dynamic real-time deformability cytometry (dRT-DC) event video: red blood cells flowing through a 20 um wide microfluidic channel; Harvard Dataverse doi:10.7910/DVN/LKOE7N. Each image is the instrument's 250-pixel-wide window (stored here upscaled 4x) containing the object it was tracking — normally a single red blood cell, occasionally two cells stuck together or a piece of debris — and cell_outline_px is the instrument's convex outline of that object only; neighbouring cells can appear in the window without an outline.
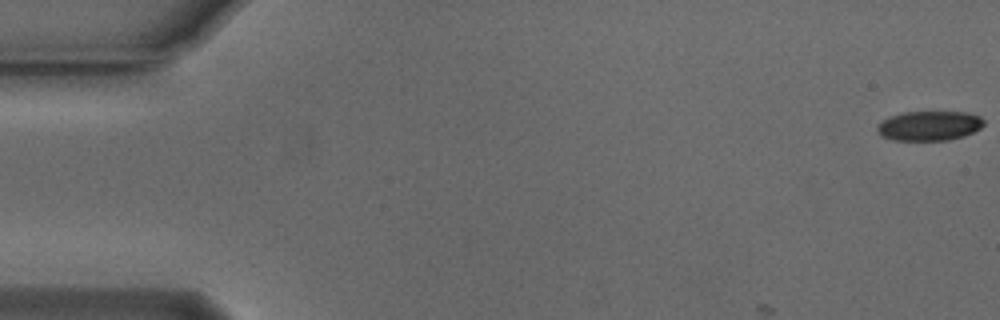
{"species": "Egyptian fruit bat (a non-hibernating species)", "species_latin": "Rousettus aegyptiacus", "temperature_condition": "cold", "stored_images_in_passage": 13, "camera_frame_rate_fps": 3000, "um_per_image_px": 0.085, "animal": {"sex": "male"}, "frame": {"image": 1, "passage_image": 1, "time_ms": 0.0, "image_size_px": [1000, 320], "cell_outline_px": [[984, 124], [980, 128], [964, 136], [948, 140], [896, 140], [884, 136], [876, 128], [884, 120], [892, 116], [904, 112], [968, 112], [980, 116], [984, 120]], "centroid_in_image_um": [79.06, 10.68], "position_along_channel_um": 5.9, "area_um2": 18.09}}